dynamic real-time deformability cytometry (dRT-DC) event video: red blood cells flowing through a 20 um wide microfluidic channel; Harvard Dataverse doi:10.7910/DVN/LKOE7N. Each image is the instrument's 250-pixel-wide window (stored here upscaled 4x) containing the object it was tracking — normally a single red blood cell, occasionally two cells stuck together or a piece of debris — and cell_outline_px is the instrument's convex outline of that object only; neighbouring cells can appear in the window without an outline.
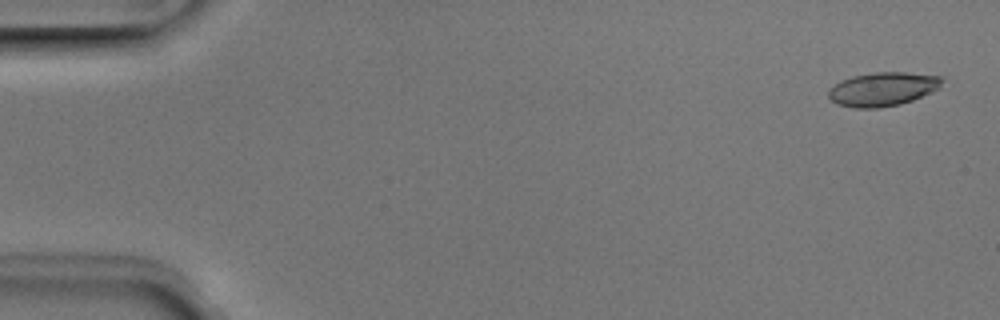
{"species": "Egyptian fruit bat (a non-hibernating species)", "species_latin": "Rousettus aegyptiacus", "temperature_condition": "room temperature", "stored_images_in_passage": 51, "camera_frame_rate_fps": 3000, "um_per_image_px": 0.085, "animal": {"sex": "male"}, "frame": {"image": 1, "passage_image": 2, "time_ms": 0.333, "image_size_px": [1000, 320], "cell_outline_px": [[944, 80], [940, 88], [932, 92], [912, 100], [900, 104], [880, 108], [856, 108], [836, 104], [828, 96], [828, 88], [840, 80], [852, 76], [872, 72], [904, 72], [940, 76]], "centroid_in_image_um": [75.02, 7.57], "position_along_channel_um": 10.0, "area_um2": 22.6}}
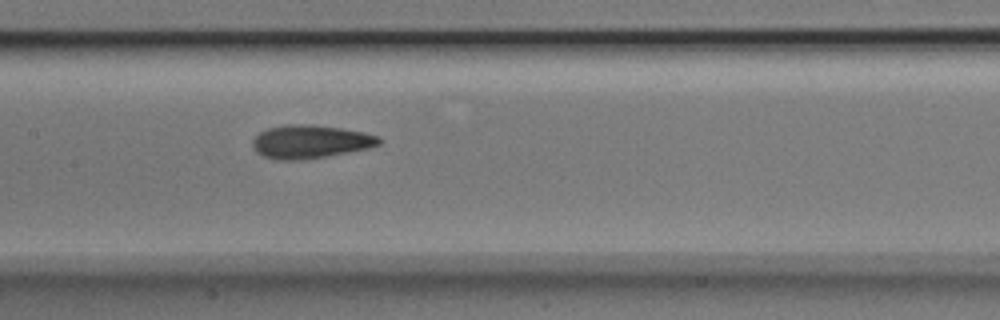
{"frame": {"image": 2, "passage_image": 25, "time_ms": 8.0, "image_size_px": [1000, 320], "cell_outline_px": [[384, 140], [380, 144], [368, 148], [324, 156], [296, 160], [276, 160], [264, 156], [256, 152], [252, 148], [252, 140], [260, 132], [268, 128], [284, 124], [312, 124], [340, 128], [364, 132], [380, 136]], "centroid_in_image_um": [26.37, 12.03], "position_along_channel_um": 181.0, "area_um2": 24.57}}
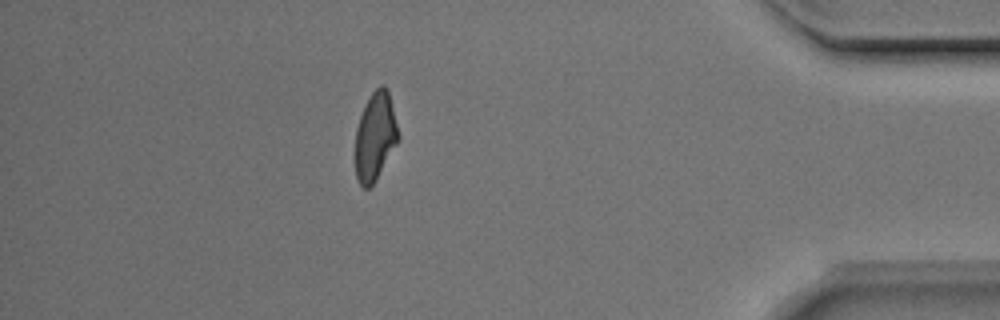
{"frame": {"image": 3, "passage_image": 45, "time_ms": 14.667, "image_size_px": [1000, 320], "cell_outline_px": [[400, 140], [376, 180], [368, 188], [364, 188], [360, 184], [356, 176], [356, 128], [360, 116], [372, 92], [380, 84], [384, 84], [388, 88], [400, 136]], "centroid_in_image_um": [31.92, 11.59], "position_along_channel_um": 403.3, "area_um2": 22.14}, "authors_computed_cell_mechanics": {"area_um2": 23.0622, "velocity_mm_per_s": 3.9827, "shape_relaxation_time_tau1_ms": 5.0694, "shape_relaxation_time_tau2_ms": 2.2514, "deformation_change_tau1": 0.1761, "deformation_change_tau2": 0.1107}}